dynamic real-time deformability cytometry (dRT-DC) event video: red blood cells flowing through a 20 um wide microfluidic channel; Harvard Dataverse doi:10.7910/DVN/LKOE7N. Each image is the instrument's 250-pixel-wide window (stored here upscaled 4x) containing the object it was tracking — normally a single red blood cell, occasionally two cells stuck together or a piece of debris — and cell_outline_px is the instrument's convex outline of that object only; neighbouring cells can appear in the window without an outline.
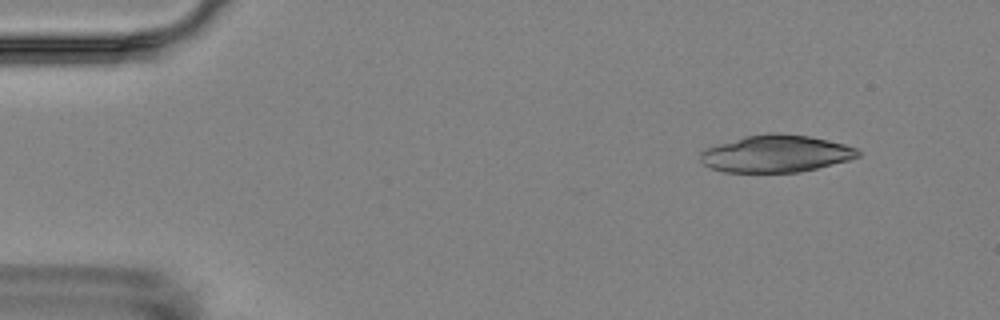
{"species": "Egyptian fruit bat (a non-hibernating species)", "species_latin": "Rousettus aegyptiacus", "temperature_condition": "room temperature", "stored_images_in_passage": 4, "camera_frame_rate_fps": 3000, "um_per_image_px": 0.085, "animal": {"sex": "female"}, "frame": {"image": 1, "passage_image": 2, "time_ms": 1.0, "image_size_px": [1000, 320], "cell_outline_px": [[860, 156], [848, 160], [800, 172], [724, 172], [712, 168], [704, 164], [700, 160], [700, 152], [704, 148], [716, 144], [744, 136], [768, 132], [776, 132], [808, 136], [828, 140], [844, 144], [856, 148], [860, 152]], "centroid_in_image_um": [65.92, 13.05], "position_along_channel_um": 19.1, "area_um2": 34.22}}